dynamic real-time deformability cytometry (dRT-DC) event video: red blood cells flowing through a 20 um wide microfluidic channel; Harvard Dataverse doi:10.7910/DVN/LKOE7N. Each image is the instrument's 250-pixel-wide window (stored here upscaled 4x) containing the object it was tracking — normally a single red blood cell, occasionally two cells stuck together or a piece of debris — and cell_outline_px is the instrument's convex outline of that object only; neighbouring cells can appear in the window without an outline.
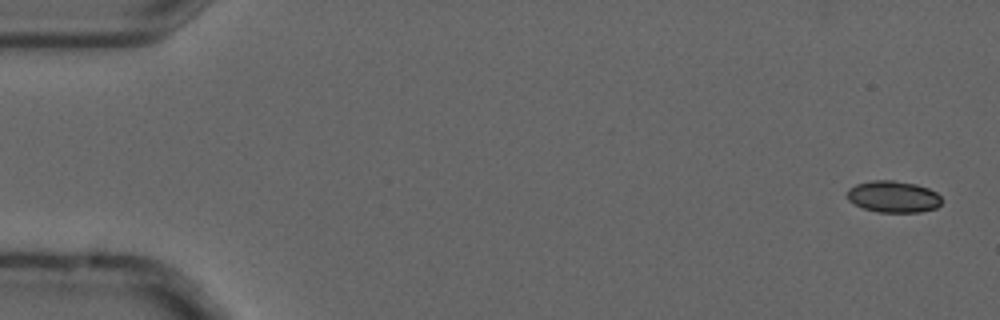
{"species": "common noctule bat (a hibernating species)", "species_latin": "Nyctalus noctula", "temperature_condition": "cold", "stored_images_in_passage": 5, "camera_frame_rate_fps": 3000, "um_per_image_px": 0.085, "animal": {"sex": "male", "forearm_length_mm": 52.5}, "frame": {"image": 1, "passage_image": 1, "time_ms": 0.0, "image_size_px": [1000, 320], "cell_outline_px": [[940, 204], [936, 208], [920, 212], [876, 212], [864, 208], [848, 200], [848, 188], [856, 184], [872, 180], [892, 180], [916, 184], [928, 188], [936, 192], [940, 196]], "centroid_in_image_um": [75.93, 16.71], "position_along_channel_um": 9.1, "area_um2": 17.34}}
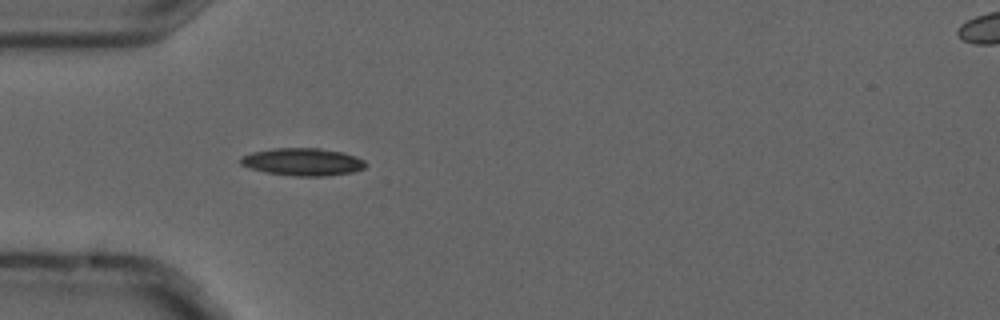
{"frame": {"image": 2, "passage_image": 5, "time_ms": 1.333, "image_size_px": [1000, 320], "cell_outline_px": [[368, 164], [364, 168], [352, 172], [324, 176], [296, 176], [268, 172], [252, 168], [240, 164], [240, 156], [252, 152], [272, 148], [320, 148], [344, 152], [356, 156], [364, 160]], "centroid_in_image_um": [25.76, 13.74], "position_along_channel_um": 59.2, "area_um2": 20.06}}